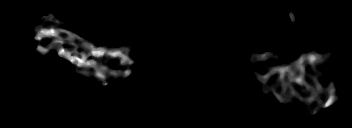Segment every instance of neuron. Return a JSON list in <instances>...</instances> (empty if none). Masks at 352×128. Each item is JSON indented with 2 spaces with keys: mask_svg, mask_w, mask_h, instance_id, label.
Segmentation results:
<instances>
[{
  "mask_svg": "<svg viewBox=\"0 0 352 128\" xmlns=\"http://www.w3.org/2000/svg\"><path fill=\"white\" fill-rule=\"evenodd\" d=\"M290 18L295 21V17L293 15V13H289ZM51 17L47 16L46 14H42L40 19L43 21L42 25L37 27V30H39V34L36 36L35 41L36 42H40L41 40H43L44 38L47 37H51L53 39V42L51 45L48 46H42L39 45V51H42L43 53H47L50 49H56L60 51V54L62 57L67 58L68 60H70L72 63H74L78 68V72L83 73L85 72L86 74L90 75V71H88L89 67H99L100 62L98 61H94V57L96 56V53L98 54V56L100 55L103 58H106L108 56V54H111L114 58V56H118V55H123L124 59H121L122 63H127L129 62V64L134 65L135 61L133 59L130 58V54L132 53V48L128 47V54H124L122 50L120 49H102L100 47H98L97 45H95L94 43L88 42V40L85 38H83V41H85L87 44L82 46L80 44H78V42H80V40L82 39V37L80 35H74L73 33L69 32V31H65L64 29V23L63 21H59L56 25H51L49 26V28L46 26V24H48V22H50ZM67 45H72L73 47L76 46V50H70L67 51L66 46ZM87 49L88 52L87 54H84V52H82V50ZM96 52V53H95ZM76 54H79L81 57L80 58H76ZM322 60H324L322 58V56L318 55V54H312V53H307V54H303L299 57V59L297 61H295L294 63H292L291 65L287 66V67H277L274 68V70H268L267 68L264 69V71L267 73L264 77H261V81L265 82V80L268 78V76L272 75L274 72L278 71L279 72V78L281 79V81L284 82L285 80V74L290 76V80H288V83L290 81H294L295 83H299L300 85H305L304 84V77H305V67L306 66H314V65H318ZM84 66L87 69L82 70L81 67ZM296 72H299V76L297 77L295 75ZM131 74V70L129 71H123V70H118L116 72H113L112 67L109 66H103L102 67V73H92L91 76L94 79H98L100 78L102 80V84L107 86L108 82H103V79H106V77H108L109 75H113V80L114 77H128ZM310 80L314 82L315 85H317L316 83V79L314 76H309ZM308 90L311 91V95L308 101H306V103L309 104H313V100L317 97L316 93L313 92L312 93V89L311 88H307ZM272 90V94L273 96L279 101V100H284L285 103H289V99L290 97L293 98L294 93L292 94H286V97H281V94L277 93L276 91H273L274 88H271ZM281 90H283L284 92H286V90H288L286 88V86L283 85L281 86ZM326 96H327V100H325V104L323 105V107H320V105L317 103L316 107H317V111H313V115H315L318 110H321L320 108H324L326 109L329 105H332L336 102V100L338 99L337 95H333L334 92V87H333V83L330 84V86L326 89Z\"/></svg>",
  "mask_w": 352,
  "mask_h": 128,
  "instance_id": "1",
  "label": "neuron"
}]
</instances>
